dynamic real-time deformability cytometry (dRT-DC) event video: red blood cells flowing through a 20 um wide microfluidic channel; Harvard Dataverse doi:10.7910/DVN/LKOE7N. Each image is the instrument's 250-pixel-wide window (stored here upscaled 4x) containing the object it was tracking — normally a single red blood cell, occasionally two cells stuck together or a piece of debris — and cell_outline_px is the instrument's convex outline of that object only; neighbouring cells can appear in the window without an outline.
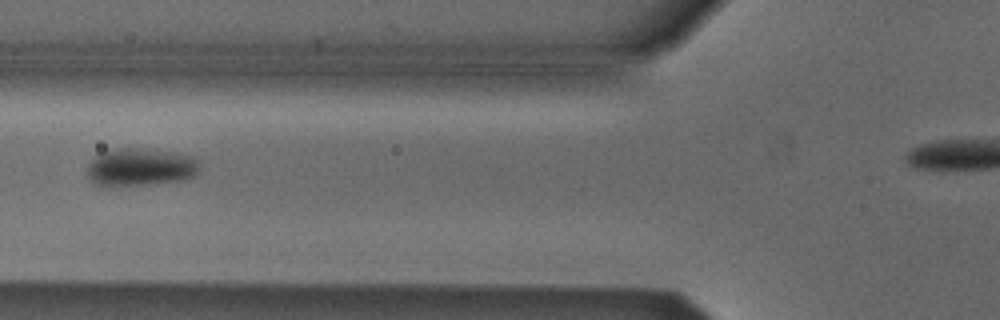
{"species": "Egyptian fruit bat (a non-hibernating species)", "species_latin": "Rousettus aegyptiacus", "temperature_condition": "cold", "stored_images_in_passage": 3, "segment_of_instrument_passage": [1, 2], "camera_frame_rate_fps": 3000, "um_per_image_px": 0.085, "animal": {"sex": "male"}, "frame": {"image": 1, "passage_image": 2, "time_ms": 1.333, "image_size_px": [1000, 320], "cell_outline_px": [[200, 168], [192, 176], [180, 180], [148, 184], [108, 188], [104, 188], [88, 180], [88, 164], [96, 156], [104, 152], [120, 148], [136, 148], [168, 152], [192, 156], [196, 160]], "centroid_in_image_um": [11.86, 14.24], "position_along_channel_um": 113.9, "area_um2": 24.62}}